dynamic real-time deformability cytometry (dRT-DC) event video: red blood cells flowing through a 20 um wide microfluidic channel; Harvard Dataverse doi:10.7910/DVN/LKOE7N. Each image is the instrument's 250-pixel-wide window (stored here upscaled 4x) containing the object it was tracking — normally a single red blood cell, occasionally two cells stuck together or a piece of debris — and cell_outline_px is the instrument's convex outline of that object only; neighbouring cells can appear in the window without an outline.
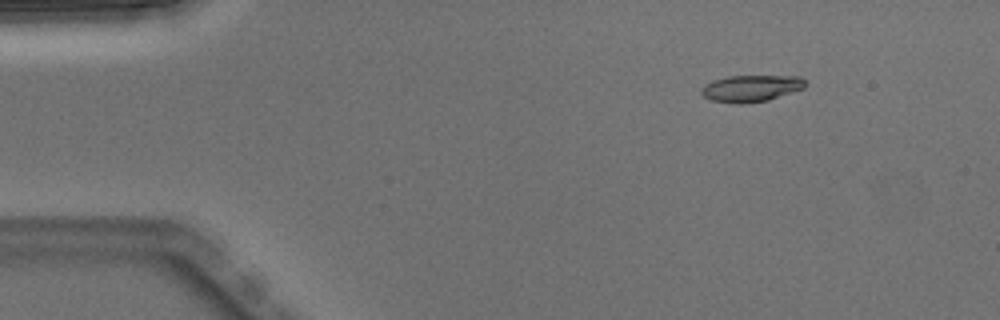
{"species": "Egyptian fruit bat (a non-hibernating species)", "species_latin": "Rousettus aegyptiacus", "temperature_condition": "warm", "stored_images_in_passage": 4, "camera_frame_rate_fps": 3000, "um_per_image_px": 0.085, "animal": {"sex": "male"}, "frame": {"image": 1, "passage_image": 1, "time_ms": 0.0, "image_size_px": [1000, 320], "cell_outline_px": [[808, 84], [804, 88], [768, 100], [740, 104], [712, 100], [704, 96], [700, 92], [700, 88], [712, 80], [728, 76], [800, 76]], "centroid_in_image_um": [63.84, 7.5], "position_along_channel_um": 21.2, "area_um2": 16.13}}
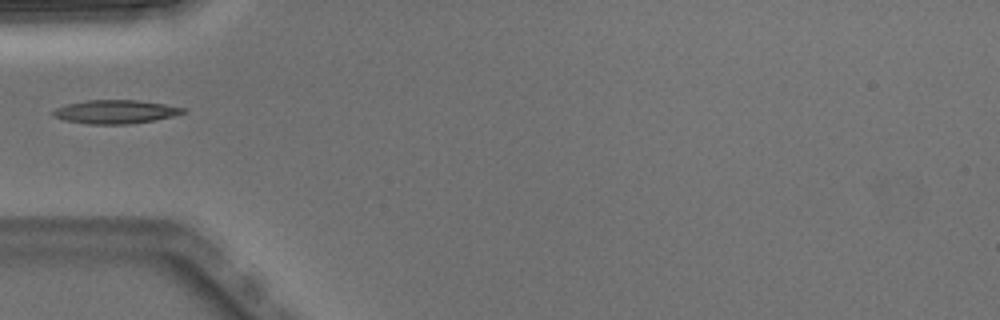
{"frame": {"image": 2, "passage_image": 4, "time_ms": 1.0, "image_size_px": [1000, 320], "cell_outline_px": [[188, 112], [156, 120], [128, 124], [88, 124], [64, 120], [52, 116], [52, 112], [56, 108], [68, 104], [88, 100], [140, 100], [188, 108]], "centroid_in_image_um": [9.86, 9.5], "position_along_channel_um": 75.1, "area_um2": 17.98}}